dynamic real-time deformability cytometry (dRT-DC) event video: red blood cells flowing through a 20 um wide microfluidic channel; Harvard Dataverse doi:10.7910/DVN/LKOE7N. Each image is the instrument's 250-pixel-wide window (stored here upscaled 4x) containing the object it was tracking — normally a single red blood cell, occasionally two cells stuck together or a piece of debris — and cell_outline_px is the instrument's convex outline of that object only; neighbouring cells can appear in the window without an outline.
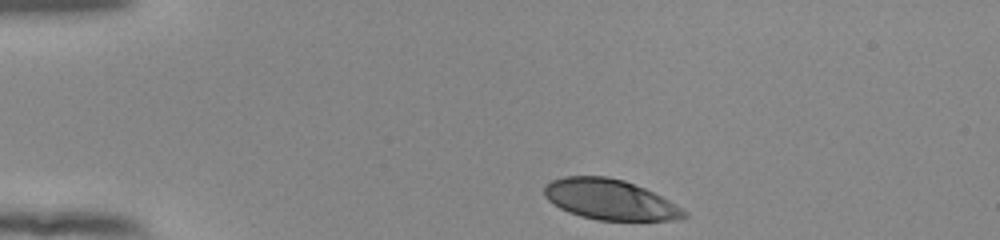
{"species": "human", "species_latin": "Homo sapiens", "temperature_condition": "room temperature", "stored_images_in_passage": 36, "camera_frame_rate_fps": 3000, "um_per_image_px": 0.085, "donor": {"sex": "female"}, "frame": {"image": 1, "passage_image": 1, "time_ms": 0.0, "image_size_px": [1000, 240], "cell_outline_px": [[688, 216], [676, 220], [596, 220], [580, 216], [568, 212], [560, 208], [548, 200], [544, 196], [544, 188], [552, 180], [564, 176], [608, 176], [624, 180], [644, 188], [668, 200], [688, 212]], "centroid_in_image_um": [51.83, 16.96], "position_along_channel_um": 33.2, "area_um2": 32.77}}
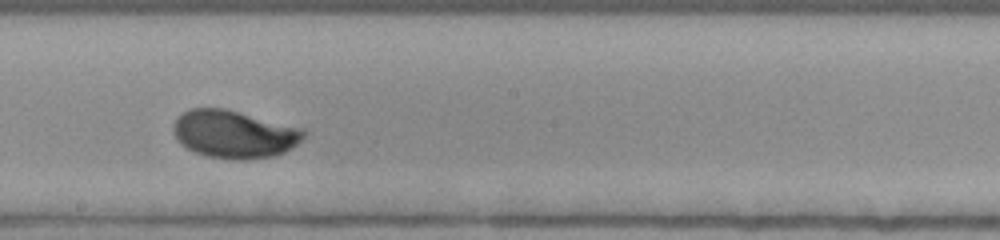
{"frame": {"image": 2, "passage_image": 21, "time_ms": 6.667, "image_size_px": [1000, 240], "cell_outline_px": [[308, 132], [292, 148], [276, 156], [248, 160], [236, 160], [208, 156], [196, 152], [180, 144], [172, 128], [172, 124], [188, 108], [224, 108], [304, 128]], "centroid_in_image_um": [19.93, 11.41], "position_along_channel_um": 228.3, "area_um2": 36.41}}
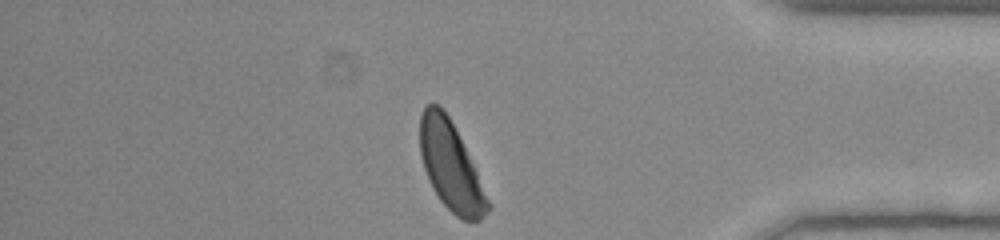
{"frame": {"image": 3, "passage_image": 36, "time_ms": 11.667, "image_size_px": [1000, 240], "cell_outline_px": [[492, 208], [480, 220], [460, 220], [440, 200], [432, 188], [424, 168], [420, 152], [420, 116], [424, 108], [428, 104], [440, 104], [448, 116], [492, 204]], "centroid_in_image_um": [38.31, 14.16], "position_along_channel_um": 396.9, "area_um2": 34.28}, "authors_computed_cell_mechanics": {"area_um2": 34.9979, "velocity_mm_per_s": 3.8611, "shape_relaxation_time_tau1_ms": 3.2325, "shape_relaxation_time_tau2_ms": null, "deformation_change_tau1": 0.1603, "deformation_change_tau2": null}}